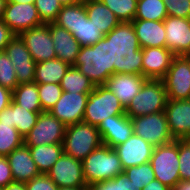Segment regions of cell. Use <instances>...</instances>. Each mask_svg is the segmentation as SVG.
<instances>
[{
	"label": "cell",
	"mask_w": 190,
	"mask_h": 190,
	"mask_svg": "<svg viewBox=\"0 0 190 190\" xmlns=\"http://www.w3.org/2000/svg\"><path fill=\"white\" fill-rule=\"evenodd\" d=\"M105 37L108 39L109 74L142 75V48L132 22H120Z\"/></svg>",
	"instance_id": "cell-1"
},
{
	"label": "cell",
	"mask_w": 190,
	"mask_h": 190,
	"mask_svg": "<svg viewBox=\"0 0 190 190\" xmlns=\"http://www.w3.org/2000/svg\"><path fill=\"white\" fill-rule=\"evenodd\" d=\"M82 167L87 185L113 179L124 171L118 153L104 144L82 161Z\"/></svg>",
	"instance_id": "cell-2"
},
{
	"label": "cell",
	"mask_w": 190,
	"mask_h": 190,
	"mask_svg": "<svg viewBox=\"0 0 190 190\" xmlns=\"http://www.w3.org/2000/svg\"><path fill=\"white\" fill-rule=\"evenodd\" d=\"M62 144L65 154L83 161L103 143L96 126L80 122L66 126Z\"/></svg>",
	"instance_id": "cell-3"
},
{
	"label": "cell",
	"mask_w": 190,
	"mask_h": 190,
	"mask_svg": "<svg viewBox=\"0 0 190 190\" xmlns=\"http://www.w3.org/2000/svg\"><path fill=\"white\" fill-rule=\"evenodd\" d=\"M167 100L162 79H147L141 90L125 108V112L130 118H133L165 111Z\"/></svg>",
	"instance_id": "cell-4"
},
{
	"label": "cell",
	"mask_w": 190,
	"mask_h": 190,
	"mask_svg": "<svg viewBox=\"0 0 190 190\" xmlns=\"http://www.w3.org/2000/svg\"><path fill=\"white\" fill-rule=\"evenodd\" d=\"M126 114L124 106L105 85H96L87 100L83 122L98 125L109 116Z\"/></svg>",
	"instance_id": "cell-5"
},
{
	"label": "cell",
	"mask_w": 190,
	"mask_h": 190,
	"mask_svg": "<svg viewBox=\"0 0 190 190\" xmlns=\"http://www.w3.org/2000/svg\"><path fill=\"white\" fill-rule=\"evenodd\" d=\"M150 163L156 179L172 189L180 180L178 139L169 144L154 147Z\"/></svg>",
	"instance_id": "cell-6"
},
{
	"label": "cell",
	"mask_w": 190,
	"mask_h": 190,
	"mask_svg": "<svg viewBox=\"0 0 190 190\" xmlns=\"http://www.w3.org/2000/svg\"><path fill=\"white\" fill-rule=\"evenodd\" d=\"M133 131L153 147L174 141L170 134L165 111L131 118Z\"/></svg>",
	"instance_id": "cell-7"
},
{
	"label": "cell",
	"mask_w": 190,
	"mask_h": 190,
	"mask_svg": "<svg viewBox=\"0 0 190 190\" xmlns=\"http://www.w3.org/2000/svg\"><path fill=\"white\" fill-rule=\"evenodd\" d=\"M162 81L168 100L189 99L190 57L186 55H175Z\"/></svg>",
	"instance_id": "cell-8"
},
{
	"label": "cell",
	"mask_w": 190,
	"mask_h": 190,
	"mask_svg": "<svg viewBox=\"0 0 190 190\" xmlns=\"http://www.w3.org/2000/svg\"><path fill=\"white\" fill-rule=\"evenodd\" d=\"M66 126L49 111L39 114L36 125L24 137L26 146L63 143Z\"/></svg>",
	"instance_id": "cell-9"
},
{
	"label": "cell",
	"mask_w": 190,
	"mask_h": 190,
	"mask_svg": "<svg viewBox=\"0 0 190 190\" xmlns=\"http://www.w3.org/2000/svg\"><path fill=\"white\" fill-rule=\"evenodd\" d=\"M18 36L24 42L36 63L56 58L49 24L25 30Z\"/></svg>",
	"instance_id": "cell-10"
},
{
	"label": "cell",
	"mask_w": 190,
	"mask_h": 190,
	"mask_svg": "<svg viewBox=\"0 0 190 190\" xmlns=\"http://www.w3.org/2000/svg\"><path fill=\"white\" fill-rule=\"evenodd\" d=\"M89 94L63 91L60 99L49 112L65 126L83 122Z\"/></svg>",
	"instance_id": "cell-11"
},
{
	"label": "cell",
	"mask_w": 190,
	"mask_h": 190,
	"mask_svg": "<svg viewBox=\"0 0 190 190\" xmlns=\"http://www.w3.org/2000/svg\"><path fill=\"white\" fill-rule=\"evenodd\" d=\"M47 175L58 187L87 185L83 174L82 161L65 153L54 163Z\"/></svg>",
	"instance_id": "cell-12"
},
{
	"label": "cell",
	"mask_w": 190,
	"mask_h": 190,
	"mask_svg": "<svg viewBox=\"0 0 190 190\" xmlns=\"http://www.w3.org/2000/svg\"><path fill=\"white\" fill-rule=\"evenodd\" d=\"M2 21L15 35L43 25L34 3L7 2Z\"/></svg>",
	"instance_id": "cell-13"
},
{
	"label": "cell",
	"mask_w": 190,
	"mask_h": 190,
	"mask_svg": "<svg viewBox=\"0 0 190 190\" xmlns=\"http://www.w3.org/2000/svg\"><path fill=\"white\" fill-rule=\"evenodd\" d=\"M4 51L14 66L18 84L34 82L36 62L18 35L6 45Z\"/></svg>",
	"instance_id": "cell-14"
},
{
	"label": "cell",
	"mask_w": 190,
	"mask_h": 190,
	"mask_svg": "<svg viewBox=\"0 0 190 190\" xmlns=\"http://www.w3.org/2000/svg\"><path fill=\"white\" fill-rule=\"evenodd\" d=\"M166 48L174 55L190 54V18L167 16L164 20Z\"/></svg>",
	"instance_id": "cell-15"
},
{
	"label": "cell",
	"mask_w": 190,
	"mask_h": 190,
	"mask_svg": "<svg viewBox=\"0 0 190 190\" xmlns=\"http://www.w3.org/2000/svg\"><path fill=\"white\" fill-rule=\"evenodd\" d=\"M154 147L133 133L123 144L114 148L118 153L123 170L150 162Z\"/></svg>",
	"instance_id": "cell-16"
},
{
	"label": "cell",
	"mask_w": 190,
	"mask_h": 190,
	"mask_svg": "<svg viewBox=\"0 0 190 190\" xmlns=\"http://www.w3.org/2000/svg\"><path fill=\"white\" fill-rule=\"evenodd\" d=\"M97 128L102 143L111 148L123 144L134 133L132 120L127 114L109 116Z\"/></svg>",
	"instance_id": "cell-17"
},
{
	"label": "cell",
	"mask_w": 190,
	"mask_h": 190,
	"mask_svg": "<svg viewBox=\"0 0 190 190\" xmlns=\"http://www.w3.org/2000/svg\"><path fill=\"white\" fill-rule=\"evenodd\" d=\"M165 113L174 140L190 139V100H167Z\"/></svg>",
	"instance_id": "cell-18"
},
{
	"label": "cell",
	"mask_w": 190,
	"mask_h": 190,
	"mask_svg": "<svg viewBox=\"0 0 190 190\" xmlns=\"http://www.w3.org/2000/svg\"><path fill=\"white\" fill-rule=\"evenodd\" d=\"M142 76L147 79H162L175 56L166 47L142 48Z\"/></svg>",
	"instance_id": "cell-19"
},
{
	"label": "cell",
	"mask_w": 190,
	"mask_h": 190,
	"mask_svg": "<svg viewBox=\"0 0 190 190\" xmlns=\"http://www.w3.org/2000/svg\"><path fill=\"white\" fill-rule=\"evenodd\" d=\"M146 77L136 74H113L105 82V86L111 90L126 108L134 96L141 90Z\"/></svg>",
	"instance_id": "cell-20"
},
{
	"label": "cell",
	"mask_w": 190,
	"mask_h": 190,
	"mask_svg": "<svg viewBox=\"0 0 190 190\" xmlns=\"http://www.w3.org/2000/svg\"><path fill=\"white\" fill-rule=\"evenodd\" d=\"M6 158L12 170L14 181L26 183L41 175L31 157L29 147L25 144L13 150Z\"/></svg>",
	"instance_id": "cell-21"
},
{
	"label": "cell",
	"mask_w": 190,
	"mask_h": 190,
	"mask_svg": "<svg viewBox=\"0 0 190 190\" xmlns=\"http://www.w3.org/2000/svg\"><path fill=\"white\" fill-rule=\"evenodd\" d=\"M49 30L53 39L56 58L73 66L81 49L79 42L72 33L55 23H49Z\"/></svg>",
	"instance_id": "cell-22"
},
{
	"label": "cell",
	"mask_w": 190,
	"mask_h": 190,
	"mask_svg": "<svg viewBox=\"0 0 190 190\" xmlns=\"http://www.w3.org/2000/svg\"><path fill=\"white\" fill-rule=\"evenodd\" d=\"M141 48L166 47L163 21L134 19L132 21Z\"/></svg>",
	"instance_id": "cell-23"
},
{
	"label": "cell",
	"mask_w": 190,
	"mask_h": 190,
	"mask_svg": "<svg viewBox=\"0 0 190 190\" xmlns=\"http://www.w3.org/2000/svg\"><path fill=\"white\" fill-rule=\"evenodd\" d=\"M39 114L28 111L11 100L10 105L0 112V122L13 124L18 132L25 137L36 125Z\"/></svg>",
	"instance_id": "cell-24"
},
{
	"label": "cell",
	"mask_w": 190,
	"mask_h": 190,
	"mask_svg": "<svg viewBox=\"0 0 190 190\" xmlns=\"http://www.w3.org/2000/svg\"><path fill=\"white\" fill-rule=\"evenodd\" d=\"M73 66L88 77L95 86L101 85L99 41L94 45L81 46Z\"/></svg>",
	"instance_id": "cell-25"
},
{
	"label": "cell",
	"mask_w": 190,
	"mask_h": 190,
	"mask_svg": "<svg viewBox=\"0 0 190 190\" xmlns=\"http://www.w3.org/2000/svg\"><path fill=\"white\" fill-rule=\"evenodd\" d=\"M88 19L105 36L114 29L120 21L115 14L100 0H83Z\"/></svg>",
	"instance_id": "cell-26"
},
{
	"label": "cell",
	"mask_w": 190,
	"mask_h": 190,
	"mask_svg": "<svg viewBox=\"0 0 190 190\" xmlns=\"http://www.w3.org/2000/svg\"><path fill=\"white\" fill-rule=\"evenodd\" d=\"M70 66L57 58L36 63L34 82L37 84H60Z\"/></svg>",
	"instance_id": "cell-27"
},
{
	"label": "cell",
	"mask_w": 190,
	"mask_h": 190,
	"mask_svg": "<svg viewBox=\"0 0 190 190\" xmlns=\"http://www.w3.org/2000/svg\"><path fill=\"white\" fill-rule=\"evenodd\" d=\"M32 159L41 174H47L54 163L64 153L63 144H46L39 146H28Z\"/></svg>",
	"instance_id": "cell-28"
},
{
	"label": "cell",
	"mask_w": 190,
	"mask_h": 190,
	"mask_svg": "<svg viewBox=\"0 0 190 190\" xmlns=\"http://www.w3.org/2000/svg\"><path fill=\"white\" fill-rule=\"evenodd\" d=\"M12 100L28 111L44 112L41 107L38 84L36 82L18 84L12 91Z\"/></svg>",
	"instance_id": "cell-29"
},
{
	"label": "cell",
	"mask_w": 190,
	"mask_h": 190,
	"mask_svg": "<svg viewBox=\"0 0 190 190\" xmlns=\"http://www.w3.org/2000/svg\"><path fill=\"white\" fill-rule=\"evenodd\" d=\"M60 86L64 92L73 93H90L95 88L93 82L74 66H70Z\"/></svg>",
	"instance_id": "cell-30"
},
{
	"label": "cell",
	"mask_w": 190,
	"mask_h": 190,
	"mask_svg": "<svg viewBox=\"0 0 190 190\" xmlns=\"http://www.w3.org/2000/svg\"><path fill=\"white\" fill-rule=\"evenodd\" d=\"M72 35L81 46L94 45L104 37L92 21L88 19L86 9L80 14V23L77 29L72 32Z\"/></svg>",
	"instance_id": "cell-31"
},
{
	"label": "cell",
	"mask_w": 190,
	"mask_h": 190,
	"mask_svg": "<svg viewBox=\"0 0 190 190\" xmlns=\"http://www.w3.org/2000/svg\"><path fill=\"white\" fill-rule=\"evenodd\" d=\"M24 144V137L13 124L0 122V156L6 157Z\"/></svg>",
	"instance_id": "cell-32"
},
{
	"label": "cell",
	"mask_w": 190,
	"mask_h": 190,
	"mask_svg": "<svg viewBox=\"0 0 190 190\" xmlns=\"http://www.w3.org/2000/svg\"><path fill=\"white\" fill-rule=\"evenodd\" d=\"M168 16L162 0H138L134 19L163 21Z\"/></svg>",
	"instance_id": "cell-33"
},
{
	"label": "cell",
	"mask_w": 190,
	"mask_h": 190,
	"mask_svg": "<svg viewBox=\"0 0 190 190\" xmlns=\"http://www.w3.org/2000/svg\"><path fill=\"white\" fill-rule=\"evenodd\" d=\"M85 9L84 1L75 5L63 6L54 23L72 33L77 29L80 23V14Z\"/></svg>",
	"instance_id": "cell-34"
},
{
	"label": "cell",
	"mask_w": 190,
	"mask_h": 190,
	"mask_svg": "<svg viewBox=\"0 0 190 190\" xmlns=\"http://www.w3.org/2000/svg\"><path fill=\"white\" fill-rule=\"evenodd\" d=\"M120 22H132L137 11L138 0H100Z\"/></svg>",
	"instance_id": "cell-35"
},
{
	"label": "cell",
	"mask_w": 190,
	"mask_h": 190,
	"mask_svg": "<svg viewBox=\"0 0 190 190\" xmlns=\"http://www.w3.org/2000/svg\"><path fill=\"white\" fill-rule=\"evenodd\" d=\"M123 172L137 187V190H141L145 185L156 179L150 162L126 168Z\"/></svg>",
	"instance_id": "cell-36"
},
{
	"label": "cell",
	"mask_w": 190,
	"mask_h": 190,
	"mask_svg": "<svg viewBox=\"0 0 190 190\" xmlns=\"http://www.w3.org/2000/svg\"><path fill=\"white\" fill-rule=\"evenodd\" d=\"M39 99L43 111H49L62 95L60 84H38Z\"/></svg>",
	"instance_id": "cell-37"
},
{
	"label": "cell",
	"mask_w": 190,
	"mask_h": 190,
	"mask_svg": "<svg viewBox=\"0 0 190 190\" xmlns=\"http://www.w3.org/2000/svg\"><path fill=\"white\" fill-rule=\"evenodd\" d=\"M0 85L11 91L18 86L14 66L5 51L0 52Z\"/></svg>",
	"instance_id": "cell-38"
},
{
	"label": "cell",
	"mask_w": 190,
	"mask_h": 190,
	"mask_svg": "<svg viewBox=\"0 0 190 190\" xmlns=\"http://www.w3.org/2000/svg\"><path fill=\"white\" fill-rule=\"evenodd\" d=\"M34 4L43 24L54 23L63 7L58 0H35Z\"/></svg>",
	"instance_id": "cell-39"
},
{
	"label": "cell",
	"mask_w": 190,
	"mask_h": 190,
	"mask_svg": "<svg viewBox=\"0 0 190 190\" xmlns=\"http://www.w3.org/2000/svg\"><path fill=\"white\" fill-rule=\"evenodd\" d=\"M180 180H190V139H178Z\"/></svg>",
	"instance_id": "cell-40"
},
{
	"label": "cell",
	"mask_w": 190,
	"mask_h": 190,
	"mask_svg": "<svg viewBox=\"0 0 190 190\" xmlns=\"http://www.w3.org/2000/svg\"><path fill=\"white\" fill-rule=\"evenodd\" d=\"M168 16L190 18V0H162Z\"/></svg>",
	"instance_id": "cell-41"
},
{
	"label": "cell",
	"mask_w": 190,
	"mask_h": 190,
	"mask_svg": "<svg viewBox=\"0 0 190 190\" xmlns=\"http://www.w3.org/2000/svg\"><path fill=\"white\" fill-rule=\"evenodd\" d=\"M99 60H100V73L101 85L111 76L109 74V54H108V39L104 36L99 40Z\"/></svg>",
	"instance_id": "cell-42"
},
{
	"label": "cell",
	"mask_w": 190,
	"mask_h": 190,
	"mask_svg": "<svg viewBox=\"0 0 190 190\" xmlns=\"http://www.w3.org/2000/svg\"><path fill=\"white\" fill-rule=\"evenodd\" d=\"M27 190H58V186L49 178L47 174L34 177L25 183Z\"/></svg>",
	"instance_id": "cell-43"
},
{
	"label": "cell",
	"mask_w": 190,
	"mask_h": 190,
	"mask_svg": "<svg viewBox=\"0 0 190 190\" xmlns=\"http://www.w3.org/2000/svg\"><path fill=\"white\" fill-rule=\"evenodd\" d=\"M13 181L12 170L7 158L0 156V188H4Z\"/></svg>",
	"instance_id": "cell-44"
},
{
	"label": "cell",
	"mask_w": 190,
	"mask_h": 190,
	"mask_svg": "<svg viewBox=\"0 0 190 190\" xmlns=\"http://www.w3.org/2000/svg\"><path fill=\"white\" fill-rule=\"evenodd\" d=\"M112 190H137V187L123 172L112 179Z\"/></svg>",
	"instance_id": "cell-45"
},
{
	"label": "cell",
	"mask_w": 190,
	"mask_h": 190,
	"mask_svg": "<svg viewBox=\"0 0 190 190\" xmlns=\"http://www.w3.org/2000/svg\"><path fill=\"white\" fill-rule=\"evenodd\" d=\"M15 37L6 23L0 20V52L5 50L6 45Z\"/></svg>",
	"instance_id": "cell-46"
},
{
	"label": "cell",
	"mask_w": 190,
	"mask_h": 190,
	"mask_svg": "<svg viewBox=\"0 0 190 190\" xmlns=\"http://www.w3.org/2000/svg\"><path fill=\"white\" fill-rule=\"evenodd\" d=\"M12 100V91L0 85V112L10 105Z\"/></svg>",
	"instance_id": "cell-47"
},
{
	"label": "cell",
	"mask_w": 190,
	"mask_h": 190,
	"mask_svg": "<svg viewBox=\"0 0 190 190\" xmlns=\"http://www.w3.org/2000/svg\"><path fill=\"white\" fill-rule=\"evenodd\" d=\"M86 190H112V179L86 185Z\"/></svg>",
	"instance_id": "cell-48"
},
{
	"label": "cell",
	"mask_w": 190,
	"mask_h": 190,
	"mask_svg": "<svg viewBox=\"0 0 190 190\" xmlns=\"http://www.w3.org/2000/svg\"><path fill=\"white\" fill-rule=\"evenodd\" d=\"M141 190H171L157 179L152 180L150 183L145 185Z\"/></svg>",
	"instance_id": "cell-49"
},
{
	"label": "cell",
	"mask_w": 190,
	"mask_h": 190,
	"mask_svg": "<svg viewBox=\"0 0 190 190\" xmlns=\"http://www.w3.org/2000/svg\"><path fill=\"white\" fill-rule=\"evenodd\" d=\"M2 190H27L24 182L13 181L6 185Z\"/></svg>",
	"instance_id": "cell-50"
},
{
	"label": "cell",
	"mask_w": 190,
	"mask_h": 190,
	"mask_svg": "<svg viewBox=\"0 0 190 190\" xmlns=\"http://www.w3.org/2000/svg\"><path fill=\"white\" fill-rule=\"evenodd\" d=\"M171 190H190V180H179Z\"/></svg>",
	"instance_id": "cell-51"
},
{
	"label": "cell",
	"mask_w": 190,
	"mask_h": 190,
	"mask_svg": "<svg viewBox=\"0 0 190 190\" xmlns=\"http://www.w3.org/2000/svg\"><path fill=\"white\" fill-rule=\"evenodd\" d=\"M60 1V3L63 5V6H67V5H75V4H78L80 2H83V0H58Z\"/></svg>",
	"instance_id": "cell-52"
},
{
	"label": "cell",
	"mask_w": 190,
	"mask_h": 190,
	"mask_svg": "<svg viewBox=\"0 0 190 190\" xmlns=\"http://www.w3.org/2000/svg\"><path fill=\"white\" fill-rule=\"evenodd\" d=\"M8 0H0V20L3 19L4 11Z\"/></svg>",
	"instance_id": "cell-53"
},
{
	"label": "cell",
	"mask_w": 190,
	"mask_h": 190,
	"mask_svg": "<svg viewBox=\"0 0 190 190\" xmlns=\"http://www.w3.org/2000/svg\"><path fill=\"white\" fill-rule=\"evenodd\" d=\"M58 190H86V186H78V187H59Z\"/></svg>",
	"instance_id": "cell-54"
},
{
	"label": "cell",
	"mask_w": 190,
	"mask_h": 190,
	"mask_svg": "<svg viewBox=\"0 0 190 190\" xmlns=\"http://www.w3.org/2000/svg\"><path fill=\"white\" fill-rule=\"evenodd\" d=\"M8 2L13 3H35V0H8Z\"/></svg>",
	"instance_id": "cell-55"
}]
</instances>
